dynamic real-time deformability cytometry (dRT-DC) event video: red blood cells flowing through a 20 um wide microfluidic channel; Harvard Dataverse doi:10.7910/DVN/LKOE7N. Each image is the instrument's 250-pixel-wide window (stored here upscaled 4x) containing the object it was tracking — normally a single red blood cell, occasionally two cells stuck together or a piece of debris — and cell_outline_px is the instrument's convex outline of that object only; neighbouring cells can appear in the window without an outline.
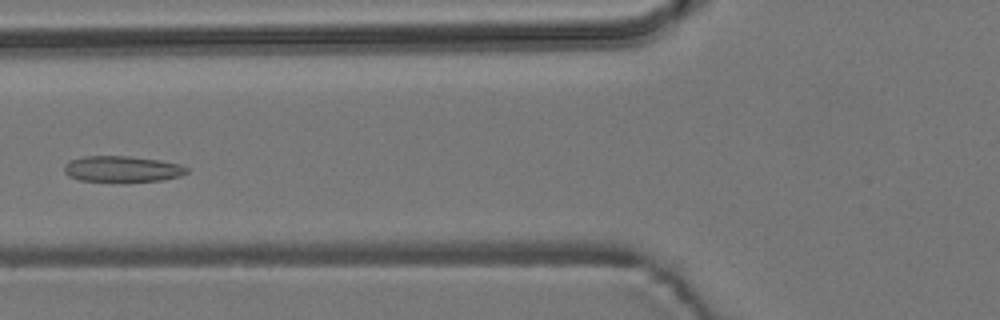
{"species": "common noctule bat (a hibernating species)", "species_latin": "Nyctalus noctula", "temperature_condition": "room temperature", "stored_images_in_passage": 4, "camera_frame_rate_fps": 3000, "um_per_image_px": 0.085, "animal": {"sex": "male", "body_mass_g": 19.2, "forearm_length_mm": 51.8}, "frame": {"image": 1, "passage_image": 4, "time_ms": 6.333, "image_size_px": [1000, 320], "cell_outline_px": [[188, 172], [180, 176], [164, 180], [80, 180], [68, 176], [64, 172], [64, 164], [72, 160], [84, 156], [128, 156], [160, 160], [180, 164], [188, 168]], "centroid_in_image_um": [10.4, 14.34], "position_along_channel_um": 115.4, "area_um2": 18.15}}